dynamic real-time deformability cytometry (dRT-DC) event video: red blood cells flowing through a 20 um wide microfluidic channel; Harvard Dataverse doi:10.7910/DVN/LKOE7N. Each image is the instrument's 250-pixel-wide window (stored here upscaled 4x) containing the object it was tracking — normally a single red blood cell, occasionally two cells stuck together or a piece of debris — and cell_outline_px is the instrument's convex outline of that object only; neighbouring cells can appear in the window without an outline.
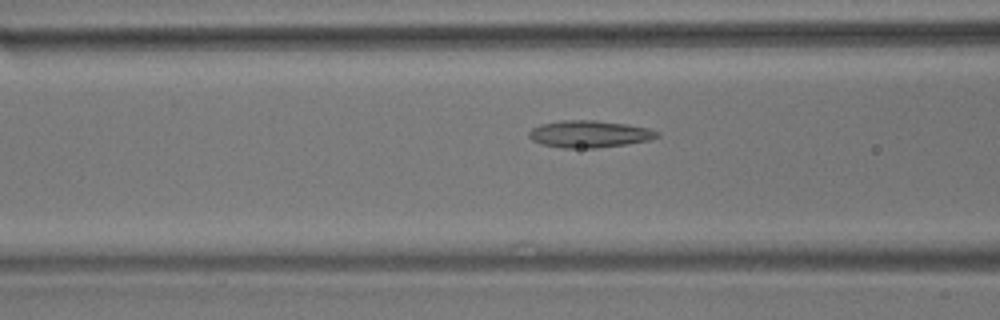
{"species": "common noctule bat (a hibernating species)", "species_latin": "Nyctalus noctula", "temperature_condition": "room temperature", "stored_images_in_passage": 17, "camera_frame_rate_fps": 3000, "um_per_image_px": 0.085, "animal": {"sex": "male", "body_mass_g": 17.9}, "frame": {"image": 1, "passage_image": 11, "time_ms": 3.333, "image_size_px": [1000, 320], "cell_outline_px": [[660, 136], [648, 140], [624, 144], [596, 148], [560, 148], [540, 144], [532, 140], [528, 136], [528, 132], [532, 128], [540, 124], [560, 120], [596, 120], [628, 124], [648, 128], [660, 132]], "centroid_in_image_um": [50.06, 11.39], "position_along_channel_um": 116.5, "area_um2": 20.35}}
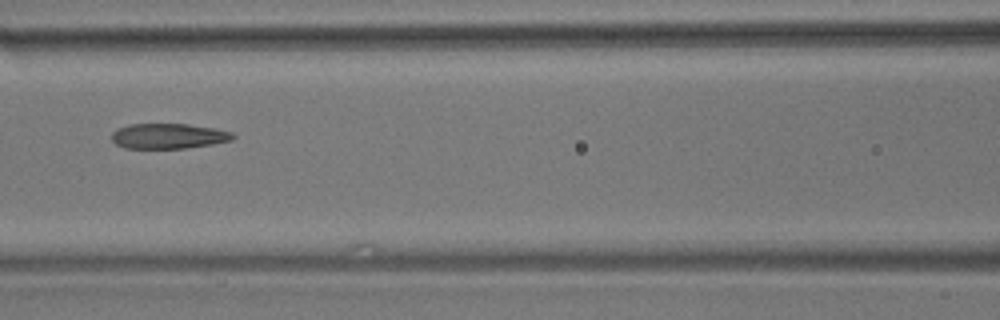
{"frame": {"image": 2, "passage_image": 14, "time_ms": 4.333, "image_size_px": [1000, 320], "cell_outline_px": [[236, 136], [232, 140], [212, 144], [184, 148], [124, 148], [116, 144], [112, 140], [112, 132], [116, 128], [128, 124], [188, 124], [216, 128], [232, 132]], "centroid_in_image_um": [14.31, 11.56], "position_along_channel_um": 152.3, "area_um2": 17.92}}